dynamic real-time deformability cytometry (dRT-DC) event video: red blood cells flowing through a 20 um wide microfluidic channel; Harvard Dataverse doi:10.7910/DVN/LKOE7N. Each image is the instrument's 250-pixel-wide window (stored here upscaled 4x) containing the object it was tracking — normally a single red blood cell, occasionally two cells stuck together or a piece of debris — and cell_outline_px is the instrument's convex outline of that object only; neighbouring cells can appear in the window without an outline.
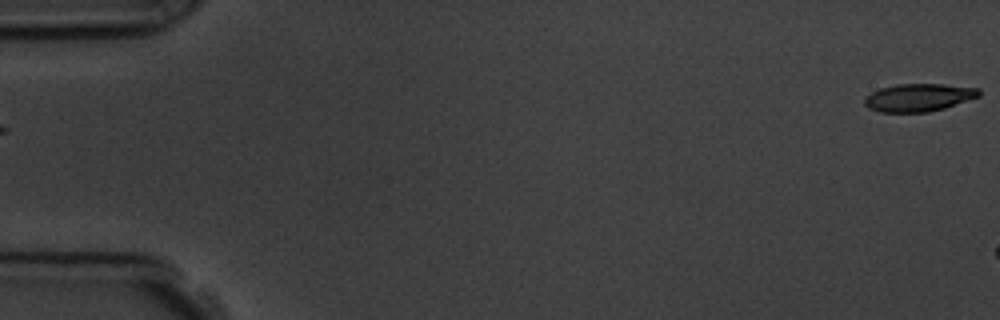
{"species": "common noctule bat (a hibernating species)", "species_latin": "Nyctalus noctula", "temperature_condition": "room temperature", "stored_images_in_passage": 6, "segment_of_instrument_passage": [2, 2], "camera_frame_rate_fps": 3000, "um_per_image_px": 0.085, "animal": {"sex": "male", "body_mass_g": 19.5, "forearm_length_mm": 54.6}, "frame": {"image": 1, "passage_image": 6, "time_ms": 5.667, "image_size_px": [1000, 320], "cell_outline_px": [[980, 96], [944, 108], [928, 112], [880, 112], [868, 108], [864, 104], [864, 96], [880, 88], [896, 84], [944, 84], [980, 88]], "centroid_in_image_um": [78.06, 8.28], "position_along_channel_um": 6.9, "area_um2": 18.61}}